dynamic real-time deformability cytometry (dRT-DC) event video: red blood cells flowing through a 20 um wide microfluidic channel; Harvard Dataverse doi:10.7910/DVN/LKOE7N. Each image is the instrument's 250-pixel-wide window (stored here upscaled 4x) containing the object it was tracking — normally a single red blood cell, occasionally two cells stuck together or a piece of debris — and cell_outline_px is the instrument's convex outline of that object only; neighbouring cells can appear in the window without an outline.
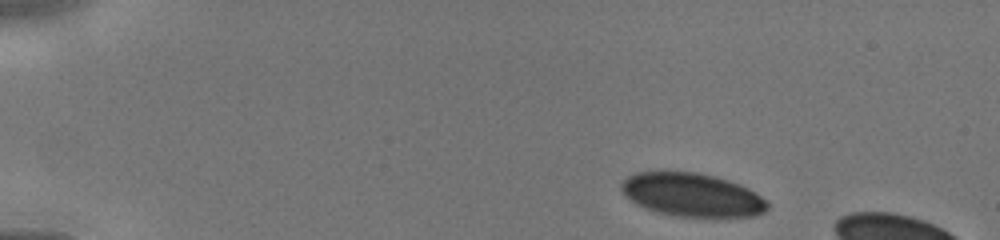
{"species": "human", "species_latin": "Homo sapiens", "temperature_condition": "cold", "stored_images_in_passage": 10, "camera_frame_rate_fps": 3000, "um_per_image_px": 0.085, "donor": {"sex": "male"}, "frame": {"image": 1, "passage_image": 1, "time_ms": 0.0, "image_size_px": [1000, 240], "cell_outline_px": [[768, 208], [764, 212], [756, 216], [676, 216], [656, 212], [644, 208], [636, 204], [624, 196], [620, 188], [620, 180], [636, 172], [664, 168], [696, 172], [728, 180], [740, 184], [748, 188], [760, 196], [768, 204]], "centroid_in_image_um": [58.71, 16.51], "position_along_channel_um": 26.3, "area_um2": 37.74}}